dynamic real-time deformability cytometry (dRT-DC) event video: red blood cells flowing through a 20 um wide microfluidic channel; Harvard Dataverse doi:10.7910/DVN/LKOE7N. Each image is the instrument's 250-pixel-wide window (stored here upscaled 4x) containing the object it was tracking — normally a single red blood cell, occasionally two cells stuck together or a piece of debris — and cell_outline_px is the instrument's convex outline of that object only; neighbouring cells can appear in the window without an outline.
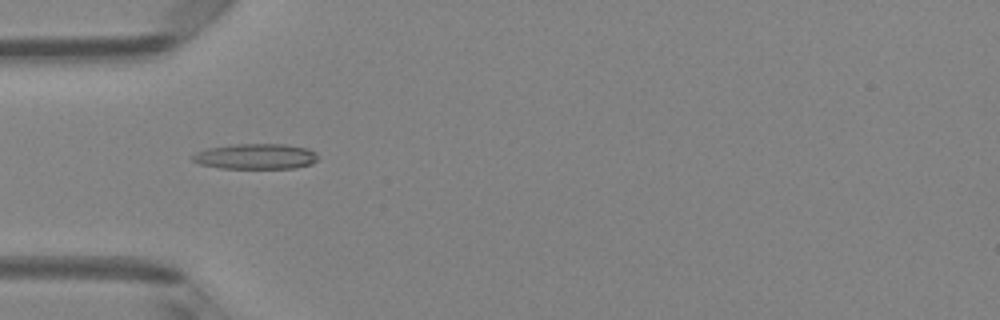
{"species": "Egyptian fruit bat (a non-hibernating species)", "species_latin": "Rousettus aegyptiacus", "temperature_condition": "room temperature", "stored_images_in_passage": 5, "camera_frame_rate_fps": 3000, "um_per_image_px": 0.085, "animal": {"sex": "female"}, "frame": {"image": 1, "passage_image": 5, "time_ms": 1.333, "image_size_px": [1000, 320], "cell_outline_px": [[316, 160], [312, 164], [296, 168], [220, 168], [200, 164], [192, 160], [192, 156], [196, 152], [208, 148], [232, 144], [284, 144], [308, 148], [316, 152]], "centroid_in_image_um": [21.74, 13.29], "position_along_channel_um": 63.3, "area_um2": 18.61}}